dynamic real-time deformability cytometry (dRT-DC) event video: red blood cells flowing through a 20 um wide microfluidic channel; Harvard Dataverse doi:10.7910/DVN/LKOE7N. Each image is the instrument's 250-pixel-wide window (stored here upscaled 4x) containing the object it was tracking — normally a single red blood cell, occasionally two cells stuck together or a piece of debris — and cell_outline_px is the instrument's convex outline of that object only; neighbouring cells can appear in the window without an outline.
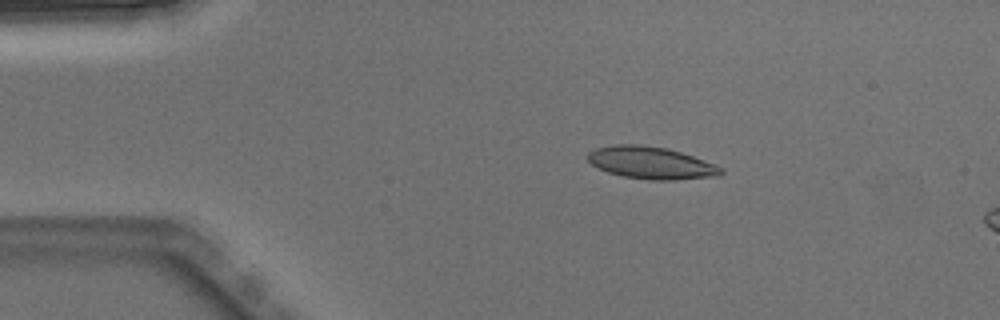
{"species": "Egyptian fruit bat (a non-hibernating species)", "species_latin": "Rousettus aegyptiacus", "temperature_condition": "warm", "stored_images_in_passage": 3, "camera_frame_rate_fps": 3000, "um_per_image_px": 0.085, "animal": {"sex": "male"}, "frame": {"image": 1, "passage_image": 1, "time_ms": 0.0, "image_size_px": [1000, 320], "cell_outline_px": [[724, 172], [720, 176], [676, 180], [648, 180], [620, 176], [608, 172], [592, 164], [588, 160], [588, 152], [596, 148], [616, 144], [640, 144], [668, 148], [704, 160], [724, 168]], "centroid_in_image_um": [55.37, 13.85], "position_along_channel_um": 29.6, "area_um2": 25.2}}